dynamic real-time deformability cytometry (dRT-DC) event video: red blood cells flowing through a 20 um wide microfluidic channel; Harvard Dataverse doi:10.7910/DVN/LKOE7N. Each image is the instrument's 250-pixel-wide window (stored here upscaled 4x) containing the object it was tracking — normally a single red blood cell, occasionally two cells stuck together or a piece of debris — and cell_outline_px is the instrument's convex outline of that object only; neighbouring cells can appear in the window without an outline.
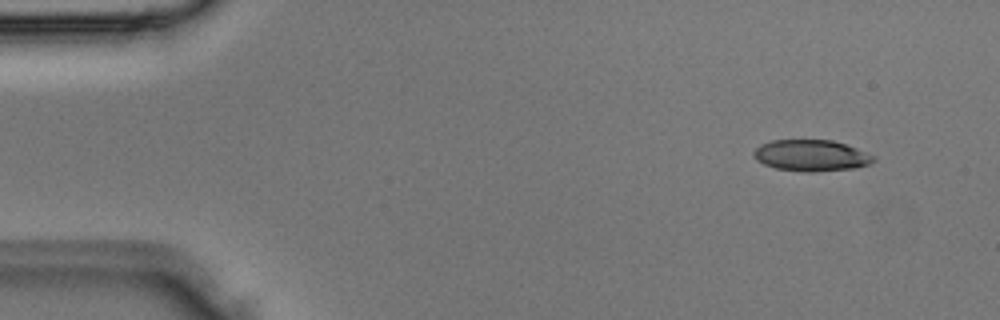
{"species": "Egyptian fruit bat (a non-hibernating species)", "species_latin": "Rousettus aegyptiacus", "temperature_condition": "room temperature", "stored_images_in_passage": 3, "camera_frame_rate_fps": 3000, "um_per_image_px": 0.085, "animal": {"sex": "male"}, "frame": {"image": 1, "passage_image": 1, "time_ms": 0.0, "image_size_px": [1000, 320], "cell_outline_px": [[876, 160], [868, 164], [856, 168], [812, 172], [808, 172], [776, 168], [764, 164], [756, 160], [752, 156], [752, 152], [760, 144], [772, 140], [832, 140], [856, 148], [876, 156]], "centroid_in_image_um": [68.94, 13.21], "position_along_channel_um": 16.1, "area_um2": 21.91}}
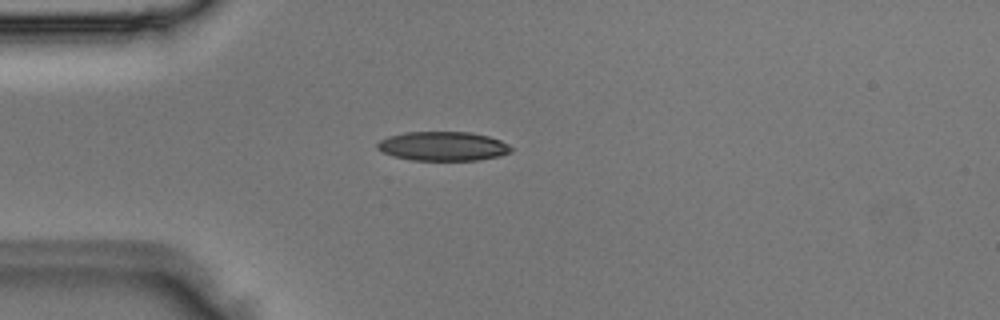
{"frame": {"image": 2, "passage_image": 3, "time_ms": 0.667, "image_size_px": [1000, 320], "cell_outline_px": [[512, 152], [500, 156], [480, 160], [412, 160], [392, 156], [380, 152], [376, 148], [376, 144], [380, 140], [388, 136], [404, 132], [472, 132], [488, 136], [500, 140], [508, 144], [512, 148]], "centroid_in_image_um": [37.63, 12.43], "position_along_channel_um": 47.4, "area_um2": 23.0}}